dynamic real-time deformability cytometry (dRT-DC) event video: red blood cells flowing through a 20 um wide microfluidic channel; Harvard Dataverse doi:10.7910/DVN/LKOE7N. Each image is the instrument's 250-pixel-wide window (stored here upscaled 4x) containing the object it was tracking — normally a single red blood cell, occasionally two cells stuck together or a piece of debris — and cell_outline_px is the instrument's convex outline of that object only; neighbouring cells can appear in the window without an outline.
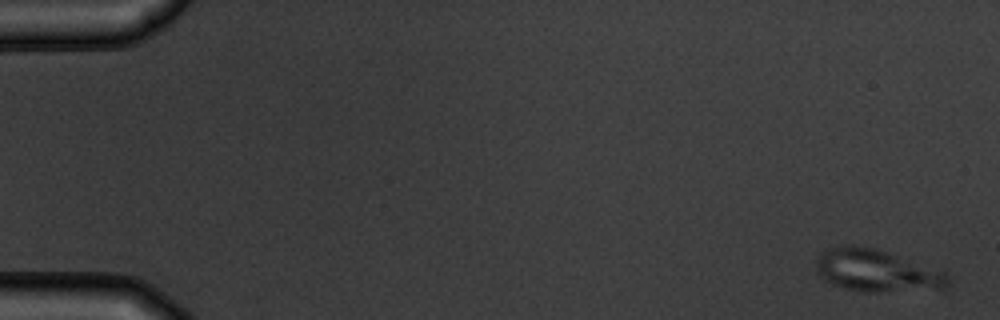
{"species": "common noctule bat (a hibernating species)", "species_latin": "Nyctalus noctula", "temperature_condition": "warm", "stored_images_in_passage": 6, "camera_frame_rate_fps": 3000, "um_per_image_px": 0.085, "animal": {"sex": "male", "body_mass_g": 19.5, "forearm_length_mm": 54.6}, "frame": {"image": 1, "passage_image": 1, "time_ms": 0.0, "image_size_px": [1000, 320], "cell_outline_px": [[948, 284], [944, 288], [876, 292], [860, 292], [844, 288], [832, 284], [824, 280], [820, 276], [816, 268], [816, 256], [820, 252], [828, 248], [848, 244], [876, 248], [948, 272]], "centroid_in_image_um": [74.47, 22.99], "position_along_channel_um": 10.5, "area_um2": 32.66}}